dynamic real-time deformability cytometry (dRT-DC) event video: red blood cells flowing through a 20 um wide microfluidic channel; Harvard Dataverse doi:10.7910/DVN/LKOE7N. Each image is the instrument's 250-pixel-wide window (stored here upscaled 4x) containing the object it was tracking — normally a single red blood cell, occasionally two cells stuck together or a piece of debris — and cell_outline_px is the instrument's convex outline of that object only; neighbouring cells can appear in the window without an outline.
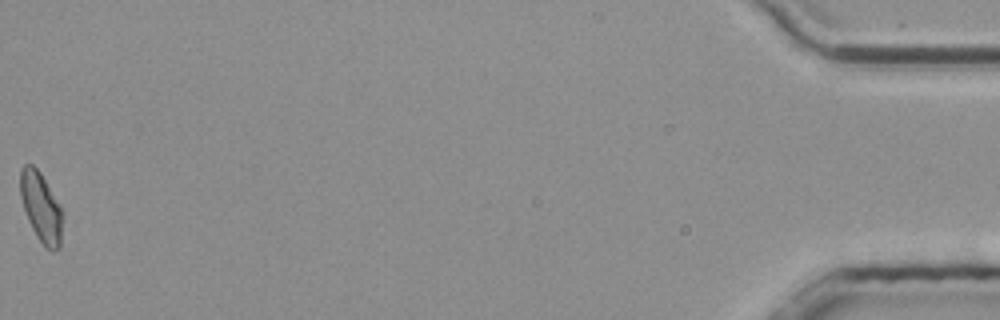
{"species": "common noctule bat (a hibernating species)", "species_latin": "Nyctalus noctula", "temperature_condition": "room temperature", "stored_images_in_passage": 39, "camera_frame_rate_fps": 3000, "um_per_image_px": 0.085, "animal": {"sex": "male", "body_mass_g": 20.4}, "frame": {"image": 1, "passage_image": 39, "time_ms": 12.667, "image_size_px": [1000, 320], "cell_outline_px": [[60, 248], [52, 252], [44, 248], [36, 236], [28, 220], [20, 196], [20, 168], [24, 164], [32, 164], [40, 172], [60, 208]], "centroid_in_image_um": [3.43, 17.63], "position_along_channel_um": 431.8, "area_um2": 16.65}, "authors_computed_cell_mechanics": {"area_um2": 16.8776, "velocity_mm_per_s": 3.7725, "shape_relaxation_time_tau1_ms": null, "shape_relaxation_time_tau2_ms": 4.2353, "deformation_change_tau1": null, "deformation_change_tau2": 0.0976}}